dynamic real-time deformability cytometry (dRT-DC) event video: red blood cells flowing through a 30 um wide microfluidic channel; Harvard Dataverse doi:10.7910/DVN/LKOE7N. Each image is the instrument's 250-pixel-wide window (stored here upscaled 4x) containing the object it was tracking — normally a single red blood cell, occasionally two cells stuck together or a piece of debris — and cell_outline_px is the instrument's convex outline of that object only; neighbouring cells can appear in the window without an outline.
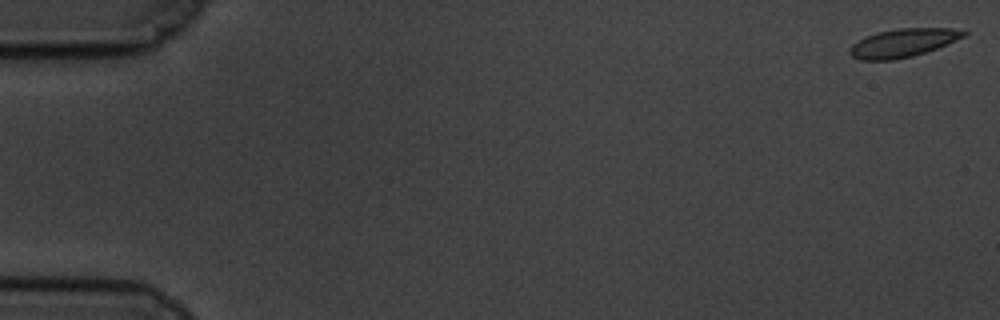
{"species": "common noctule bat (a hibernating species)", "species_latin": "Nyctalus noctula", "temperature_condition": "cold", "stored_images_in_passage": 58, "camera_frame_rate_fps": 3000, "um_per_image_px": 0.085, "animal": {"sex": "male", "body_mass_g": 19.5, "forearm_length_mm": 54.6}, "frame": {"image": 1, "passage_image": 1, "time_ms": 0.0, "image_size_px": [1000, 320], "cell_outline_px": [[968, 32], [964, 36], [956, 40], [936, 48], [912, 56], [892, 60], [860, 60], [852, 56], [848, 52], [848, 48], [852, 44], [876, 32], [900, 28], [952, 28]], "centroid_in_image_um": [76.72, 3.64], "position_along_channel_um": 8.3, "area_um2": 18.61}}
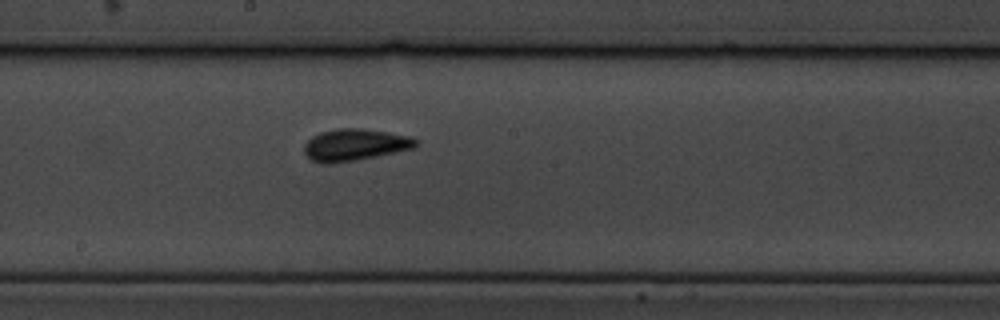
{"frame": {"image": 2, "passage_image": 32, "time_ms": 10.333, "image_size_px": [1000, 320], "cell_outline_px": [[420, 144], [416, 148], [376, 156], [328, 164], [320, 164], [312, 160], [304, 152], [304, 144], [312, 136], [320, 132], [336, 128], [360, 128], [388, 132], [412, 136], [420, 140]], "centroid_in_image_um": [30.21, 12.3], "position_along_channel_um": 218.0, "area_um2": 20.92}}
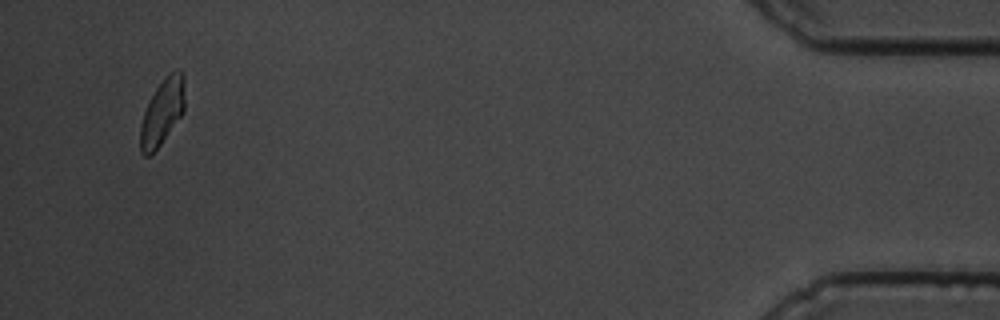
{"frame": {"image": 3, "passage_image": 56, "time_ms": 18.333, "image_size_px": [1000, 320], "cell_outline_px": [[184, 112], [160, 144], [148, 156], [144, 156], [140, 152], [140, 124], [148, 100], [164, 76], [168, 72], [180, 68], [184, 72]], "centroid_in_image_um": [13.8, 9.45], "position_along_channel_um": 421.4, "area_um2": 17.28}, "authors_computed_cell_mechanics": {"area_um2": 18.9295, "velocity_mm_per_s": 3.4608, "shape_relaxation_time_tau1_ms": 6.4394, "shape_relaxation_time_tau2_ms": 1.7879, "deformation_change_tau1": 0.1056, "deformation_change_tau2": 0.0386}}